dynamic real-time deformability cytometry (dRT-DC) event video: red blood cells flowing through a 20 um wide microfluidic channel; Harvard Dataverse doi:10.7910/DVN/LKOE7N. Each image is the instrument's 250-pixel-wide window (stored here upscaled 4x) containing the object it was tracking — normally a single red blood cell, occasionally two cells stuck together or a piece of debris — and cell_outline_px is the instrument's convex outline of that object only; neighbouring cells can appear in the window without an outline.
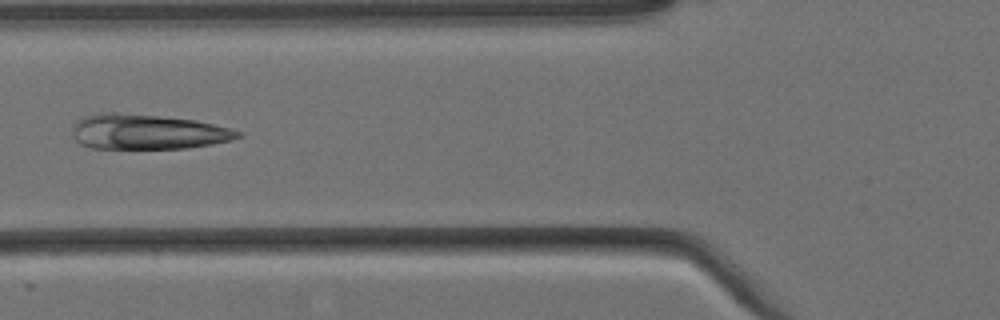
{"species": "Egyptian fruit bat (a non-hibernating species)", "species_latin": "Rousettus aegyptiacus", "temperature_condition": "cold", "stored_images_in_passage": 4, "camera_frame_rate_fps": 3000, "um_per_image_px": 0.085, "animal": {"sex": "female"}, "frame": {"image": 1, "passage_image": 3, "time_ms": 0.667, "image_size_px": [1000, 320], "cell_outline_px": [[244, 132], [240, 136], [232, 140], [212, 144], [188, 148], [92, 148], [80, 144], [72, 136], [72, 124], [76, 120], [84, 116], [100, 112], [112, 112], [156, 116], [196, 120], [232, 128]], "centroid_in_image_um": [12.52, 11.2], "position_along_channel_um": 113.3, "area_um2": 33.99}}
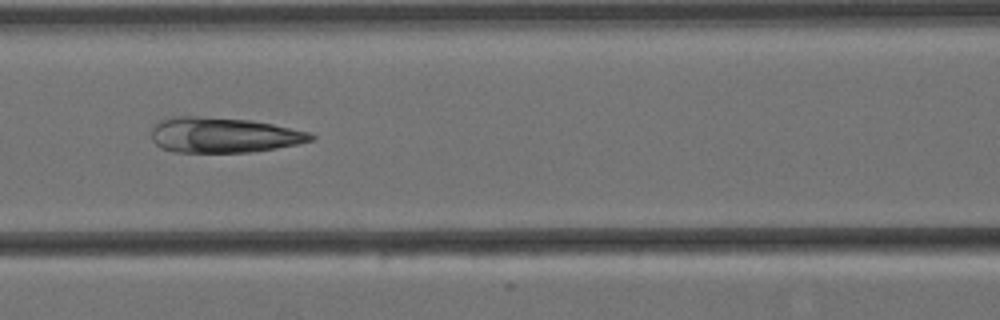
{"frame": {"image": 2, "passage_image": 4, "time_ms": 1.0, "image_size_px": [1000, 320], "cell_outline_px": [[316, 136], [312, 140], [296, 144], [276, 148], [252, 152], [172, 152], [160, 148], [152, 140], [152, 128], [160, 120], [172, 116], [196, 116], [252, 120], [312, 132]], "centroid_in_image_um": [18.99, 11.48], "position_along_channel_um": 147.6, "area_um2": 32.95}}